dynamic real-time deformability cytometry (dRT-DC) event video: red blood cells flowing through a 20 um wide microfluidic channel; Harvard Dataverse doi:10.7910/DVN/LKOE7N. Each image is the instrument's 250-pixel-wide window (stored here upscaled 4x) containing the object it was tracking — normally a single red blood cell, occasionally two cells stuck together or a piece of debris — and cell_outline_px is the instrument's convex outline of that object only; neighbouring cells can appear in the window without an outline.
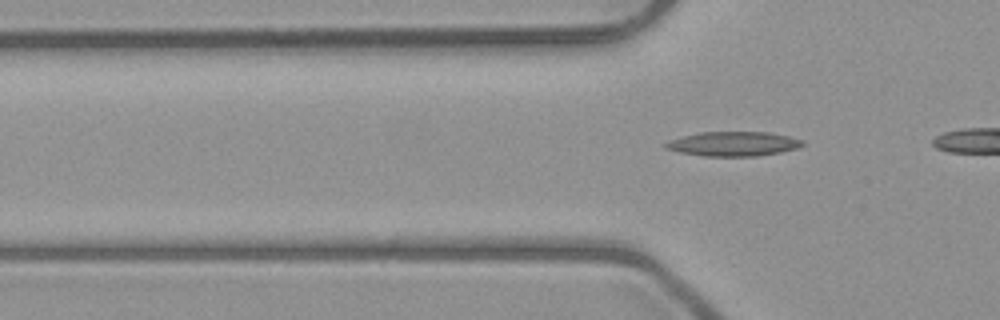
{"species": "common noctule bat (a hibernating species)", "species_latin": "Nyctalus noctula", "temperature_condition": "room temperature", "stored_images_in_passage": 4, "camera_frame_rate_fps": 3000, "um_per_image_px": 0.085, "animal": {"sex": "male", "body_mass_g": 23.1, "forearm_length_mm": 52.7}, "frame": {"image": 1, "passage_image": 4, "time_ms": 3.333, "image_size_px": [1000, 320], "cell_outline_px": [[804, 144], [796, 148], [780, 152], [756, 156], [704, 156], [680, 152], [664, 148], [664, 144], [668, 140], [700, 132], [768, 132], [788, 136], [804, 140]], "centroid_in_image_um": [62.32, 12.22], "position_along_channel_um": 63.5, "area_um2": 19.42}}